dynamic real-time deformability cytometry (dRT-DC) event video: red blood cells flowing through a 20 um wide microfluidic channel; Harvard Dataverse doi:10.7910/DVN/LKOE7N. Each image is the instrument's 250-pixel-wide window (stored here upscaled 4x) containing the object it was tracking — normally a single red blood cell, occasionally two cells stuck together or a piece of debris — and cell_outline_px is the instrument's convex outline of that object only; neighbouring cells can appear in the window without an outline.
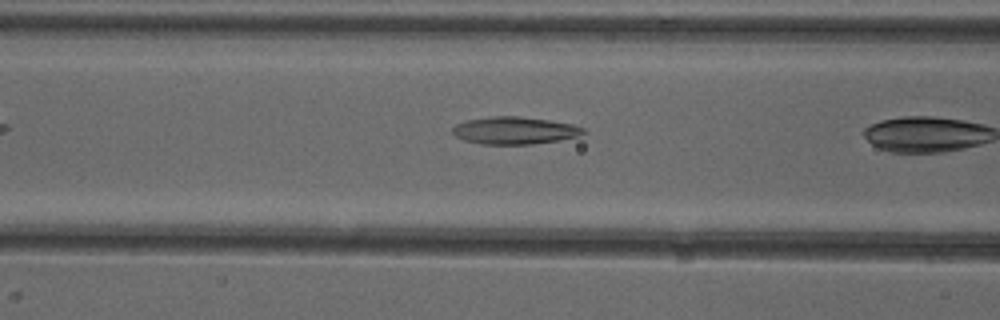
{"species": "common noctule bat (a hibernating species)", "species_latin": "Nyctalus noctula", "temperature_condition": "cold", "stored_images_in_passage": 5, "camera_frame_rate_fps": 3000, "um_per_image_px": 0.085, "animal": {"sex": "female"}, "frame": {"image": 1, "passage_image": 4, "time_ms": 3.667, "image_size_px": [1000, 320], "cell_outline_px": [[584, 132], [576, 136], [560, 140], [532, 144], [480, 144], [464, 140], [456, 136], [452, 132], [452, 128], [456, 124], [468, 120], [492, 116], [520, 116], [548, 120], [572, 124], [584, 128]], "centroid_in_image_um": [43.71, 11.09], "position_along_channel_um": 122.9, "area_um2": 20.69}}